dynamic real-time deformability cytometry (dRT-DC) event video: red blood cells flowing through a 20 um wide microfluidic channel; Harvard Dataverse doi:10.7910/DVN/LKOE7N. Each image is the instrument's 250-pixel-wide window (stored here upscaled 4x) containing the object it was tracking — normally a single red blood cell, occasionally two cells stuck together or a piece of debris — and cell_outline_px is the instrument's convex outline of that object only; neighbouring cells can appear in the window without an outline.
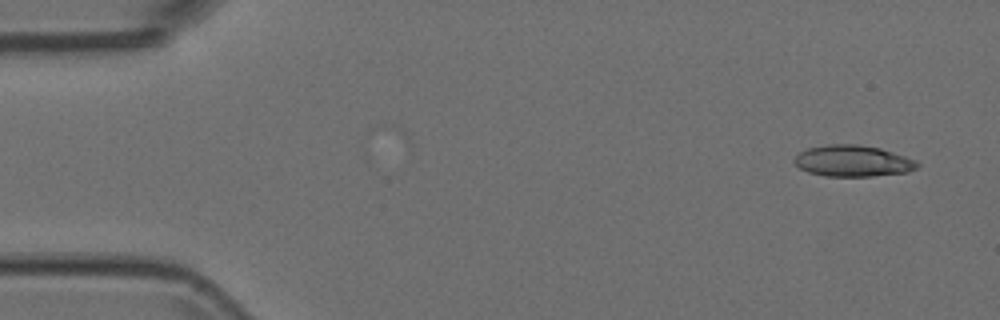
{"species": "Egyptian fruit bat (a non-hibernating species)", "species_latin": "Rousettus aegyptiacus", "temperature_condition": "room temperature", "stored_images_in_passage": 5, "segment_of_instrument_passage": [2, 2], "camera_frame_rate_fps": 3000, "um_per_image_px": 0.085, "animal": {"sex": "female"}, "frame": {"image": 1, "passage_image": 5, "time_ms": 1.333, "image_size_px": [1000, 320], "cell_outline_px": [[920, 164], [916, 168], [908, 172], [872, 176], [824, 176], [808, 172], [800, 168], [792, 160], [800, 152], [808, 148], [828, 144], [860, 144], [880, 148], [916, 160]], "centroid_in_image_um": [72.49, 13.68], "position_along_channel_um": 12.5, "area_um2": 22.43}}